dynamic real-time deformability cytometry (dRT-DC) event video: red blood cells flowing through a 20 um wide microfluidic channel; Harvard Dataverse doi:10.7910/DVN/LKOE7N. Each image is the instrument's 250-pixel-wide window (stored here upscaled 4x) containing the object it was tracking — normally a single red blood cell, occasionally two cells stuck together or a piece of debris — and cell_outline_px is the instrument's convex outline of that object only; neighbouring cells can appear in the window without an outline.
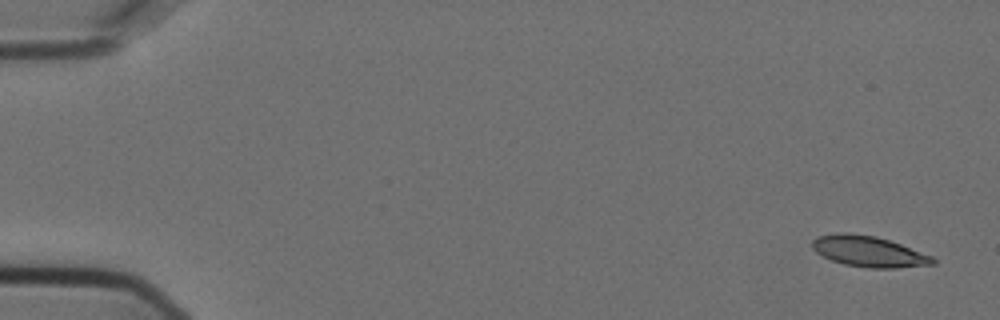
{"species": "Egyptian fruit bat (a non-hibernating species)", "species_latin": "Rousettus aegyptiacus", "temperature_condition": "cold", "stored_images_in_passage": 5, "camera_frame_rate_fps": 3000, "um_per_image_px": 0.085, "animal": {"sex": "female"}, "frame": {"image": 1, "passage_image": 1, "time_ms": 0.0, "image_size_px": [1000, 320], "cell_outline_px": [[936, 264], [896, 268], [868, 268], [844, 264], [832, 260], [816, 252], [812, 248], [812, 240], [816, 236], [836, 232], [848, 232], [876, 236], [900, 244], [932, 256], [936, 260]], "centroid_in_image_um": [73.82, 21.36], "position_along_channel_um": 11.2, "area_um2": 21.73}}
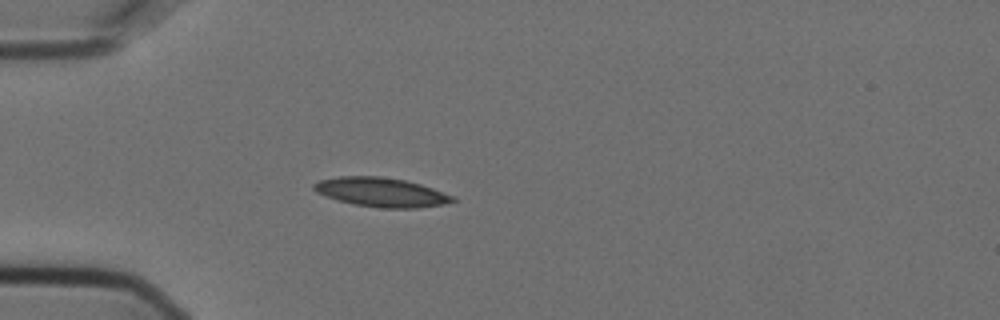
{"frame": {"image": 2, "passage_image": 5, "time_ms": 1.333, "image_size_px": [1000, 320], "cell_outline_px": [[456, 200], [444, 204], [420, 208], [380, 208], [352, 204], [324, 196], [316, 192], [312, 188], [312, 184], [320, 180], [340, 176], [380, 176], [404, 180], [420, 184], [456, 196]], "centroid_in_image_um": [32.4, 16.34], "position_along_channel_um": 52.6, "area_um2": 23.76}}